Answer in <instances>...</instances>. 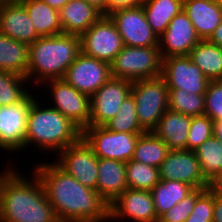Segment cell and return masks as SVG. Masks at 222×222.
Wrapping results in <instances>:
<instances>
[{
    "label": "cell",
    "mask_w": 222,
    "mask_h": 222,
    "mask_svg": "<svg viewBox=\"0 0 222 222\" xmlns=\"http://www.w3.org/2000/svg\"><path fill=\"white\" fill-rule=\"evenodd\" d=\"M131 81L111 77L90 96V121L88 127L104 126L115 117L124 99L131 94Z\"/></svg>",
    "instance_id": "obj_13"
},
{
    "label": "cell",
    "mask_w": 222,
    "mask_h": 222,
    "mask_svg": "<svg viewBox=\"0 0 222 222\" xmlns=\"http://www.w3.org/2000/svg\"><path fill=\"white\" fill-rule=\"evenodd\" d=\"M29 46L0 33V71L27 78Z\"/></svg>",
    "instance_id": "obj_25"
},
{
    "label": "cell",
    "mask_w": 222,
    "mask_h": 222,
    "mask_svg": "<svg viewBox=\"0 0 222 222\" xmlns=\"http://www.w3.org/2000/svg\"><path fill=\"white\" fill-rule=\"evenodd\" d=\"M103 14L85 0H69L60 10L63 33L81 36Z\"/></svg>",
    "instance_id": "obj_22"
},
{
    "label": "cell",
    "mask_w": 222,
    "mask_h": 222,
    "mask_svg": "<svg viewBox=\"0 0 222 222\" xmlns=\"http://www.w3.org/2000/svg\"><path fill=\"white\" fill-rule=\"evenodd\" d=\"M200 41L192 22L182 10L171 19L167 29L159 37L161 57L189 55Z\"/></svg>",
    "instance_id": "obj_18"
},
{
    "label": "cell",
    "mask_w": 222,
    "mask_h": 222,
    "mask_svg": "<svg viewBox=\"0 0 222 222\" xmlns=\"http://www.w3.org/2000/svg\"><path fill=\"white\" fill-rule=\"evenodd\" d=\"M131 94L135 98L136 113L140 126L152 131L168 109L169 89L160 75L132 83Z\"/></svg>",
    "instance_id": "obj_6"
},
{
    "label": "cell",
    "mask_w": 222,
    "mask_h": 222,
    "mask_svg": "<svg viewBox=\"0 0 222 222\" xmlns=\"http://www.w3.org/2000/svg\"><path fill=\"white\" fill-rule=\"evenodd\" d=\"M85 1L93 5L103 15H107V0H85Z\"/></svg>",
    "instance_id": "obj_43"
},
{
    "label": "cell",
    "mask_w": 222,
    "mask_h": 222,
    "mask_svg": "<svg viewBox=\"0 0 222 222\" xmlns=\"http://www.w3.org/2000/svg\"><path fill=\"white\" fill-rule=\"evenodd\" d=\"M203 74L210 80H222V47L201 40L188 55Z\"/></svg>",
    "instance_id": "obj_27"
},
{
    "label": "cell",
    "mask_w": 222,
    "mask_h": 222,
    "mask_svg": "<svg viewBox=\"0 0 222 222\" xmlns=\"http://www.w3.org/2000/svg\"><path fill=\"white\" fill-rule=\"evenodd\" d=\"M0 33L28 46L40 38L21 2L0 3Z\"/></svg>",
    "instance_id": "obj_19"
},
{
    "label": "cell",
    "mask_w": 222,
    "mask_h": 222,
    "mask_svg": "<svg viewBox=\"0 0 222 222\" xmlns=\"http://www.w3.org/2000/svg\"><path fill=\"white\" fill-rule=\"evenodd\" d=\"M28 83L31 88L33 85L26 77L8 71H0V104L6 106L22 101L30 93V89H26Z\"/></svg>",
    "instance_id": "obj_33"
},
{
    "label": "cell",
    "mask_w": 222,
    "mask_h": 222,
    "mask_svg": "<svg viewBox=\"0 0 222 222\" xmlns=\"http://www.w3.org/2000/svg\"><path fill=\"white\" fill-rule=\"evenodd\" d=\"M213 136L222 143V121H213Z\"/></svg>",
    "instance_id": "obj_44"
},
{
    "label": "cell",
    "mask_w": 222,
    "mask_h": 222,
    "mask_svg": "<svg viewBox=\"0 0 222 222\" xmlns=\"http://www.w3.org/2000/svg\"><path fill=\"white\" fill-rule=\"evenodd\" d=\"M115 23L122 37L124 46L154 47L159 46V38L150 27L142 5L118 8L107 14Z\"/></svg>",
    "instance_id": "obj_9"
},
{
    "label": "cell",
    "mask_w": 222,
    "mask_h": 222,
    "mask_svg": "<svg viewBox=\"0 0 222 222\" xmlns=\"http://www.w3.org/2000/svg\"><path fill=\"white\" fill-rule=\"evenodd\" d=\"M23 0H0V3H5V2H22Z\"/></svg>",
    "instance_id": "obj_46"
},
{
    "label": "cell",
    "mask_w": 222,
    "mask_h": 222,
    "mask_svg": "<svg viewBox=\"0 0 222 222\" xmlns=\"http://www.w3.org/2000/svg\"><path fill=\"white\" fill-rule=\"evenodd\" d=\"M140 134L142 133L115 132L104 126H93L82 131V138L93 149L97 158L127 163L132 160Z\"/></svg>",
    "instance_id": "obj_7"
},
{
    "label": "cell",
    "mask_w": 222,
    "mask_h": 222,
    "mask_svg": "<svg viewBox=\"0 0 222 222\" xmlns=\"http://www.w3.org/2000/svg\"><path fill=\"white\" fill-rule=\"evenodd\" d=\"M142 0H107V14L118 8L137 7Z\"/></svg>",
    "instance_id": "obj_39"
},
{
    "label": "cell",
    "mask_w": 222,
    "mask_h": 222,
    "mask_svg": "<svg viewBox=\"0 0 222 222\" xmlns=\"http://www.w3.org/2000/svg\"><path fill=\"white\" fill-rule=\"evenodd\" d=\"M21 3L24 5L40 37L63 33L58 10L50 7L42 0H23Z\"/></svg>",
    "instance_id": "obj_24"
},
{
    "label": "cell",
    "mask_w": 222,
    "mask_h": 222,
    "mask_svg": "<svg viewBox=\"0 0 222 222\" xmlns=\"http://www.w3.org/2000/svg\"><path fill=\"white\" fill-rule=\"evenodd\" d=\"M222 222V198L214 196L213 221Z\"/></svg>",
    "instance_id": "obj_41"
},
{
    "label": "cell",
    "mask_w": 222,
    "mask_h": 222,
    "mask_svg": "<svg viewBox=\"0 0 222 222\" xmlns=\"http://www.w3.org/2000/svg\"><path fill=\"white\" fill-rule=\"evenodd\" d=\"M37 99L28 114L24 150L33 144L41 152L59 153L82 138V130L76 124L55 108L42 107Z\"/></svg>",
    "instance_id": "obj_4"
},
{
    "label": "cell",
    "mask_w": 222,
    "mask_h": 222,
    "mask_svg": "<svg viewBox=\"0 0 222 222\" xmlns=\"http://www.w3.org/2000/svg\"><path fill=\"white\" fill-rule=\"evenodd\" d=\"M184 0H142L146 19L159 38L167 29L171 19L183 10Z\"/></svg>",
    "instance_id": "obj_26"
},
{
    "label": "cell",
    "mask_w": 222,
    "mask_h": 222,
    "mask_svg": "<svg viewBox=\"0 0 222 222\" xmlns=\"http://www.w3.org/2000/svg\"><path fill=\"white\" fill-rule=\"evenodd\" d=\"M110 78V63L81 52L67 68L63 79L79 92L91 96Z\"/></svg>",
    "instance_id": "obj_15"
},
{
    "label": "cell",
    "mask_w": 222,
    "mask_h": 222,
    "mask_svg": "<svg viewBox=\"0 0 222 222\" xmlns=\"http://www.w3.org/2000/svg\"><path fill=\"white\" fill-rule=\"evenodd\" d=\"M168 109L195 117L204 115L205 94L188 93L183 89H169Z\"/></svg>",
    "instance_id": "obj_32"
},
{
    "label": "cell",
    "mask_w": 222,
    "mask_h": 222,
    "mask_svg": "<svg viewBox=\"0 0 222 222\" xmlns=\"http://www.w3.org/2000/svg\"><path fill=\"white\" fill-rule=\"evenodd\" d=\"M46 2L50 7L60 10L69 0H42Z\"/></svg>",
    "instance_id": "obj_45"
},
{
    "label": "cell",
    "mask_w": 222,
    "mask_h": 222,
    "mask_svg": "<svg viewBox=\"0 0 222 222\" xmlns=\"http://www.w3.org/2000/svg\"><path fill=\"white\" fill-rule=\"evenodd\" d=\"M80 53L78 35L62 33L38 38L29 45L28 81L39 87L45 81L63 79Z\"/></svg>",
    "instance_id": "obj_3"
},
{
    "label": "cell",
    "mask_w": 222,
    "mask_h": 222,
    "mask_svg": "<svg viewBox=\"0 0 222 222\" xmlns=\"http://www.w3.org/2000/svg\"><path fill=\"white\" fill-rule=\"evenodd\" d=\"M57 155L56 163L83 186L96 191L98 181V158L93 149L81 138Z\"/></svg>",
    "instance_id": "obj_12"
},
{
    "label": "cell",
    "mask_w": 222,
    "mask_h": 222,
    "mask_svg": "<svg viewBox=\"0 0 222 222\" xmlns=\"http://www.w3.org/2000/svg\"><path fill=\"white\" fill-rule=\"evenodd\" d=\"M15 169L0 173V222H59L36 173L30 180Z\"/></svg>",
    "instance_id": "obj_2"
},
{
    "label": "cell",
    "mask_w": 222,
    "mask_h": 222,
    "mask_svg": "<svg viewBox=\"0 0 222 222\" xmlns=\"http://www.w3.org/2000/svg\"><path fill=\"white\" fill-rule=\"evenodd\" d=\"M158 222L152 194L148 190L126 189L109 205V220Z\"/></svg>",
    "instance_id": "obj_17"
},
{
    "label": "cell",
    "mask_w": 222,
    "mask_h": 222,
    "mask_svg": "<svg viewBox=\"0 0 222 222\" xmlns=\"http://www.w3.org/2000/svg\"><path fill=\"white\" fill-rule=\"evenodd\" d=\"M37 97L30 92L22 101L0 108V150L24 149L28 114Z\"/></svg>",
    "instance_id": "obj_11"
},
{
    "label": "cell",
    "mask_w": 222,
    "mask_h": 222,
    "mask_svg": "<svg viewBox=\"0 0 222 222\" xmlns=\"http://www.w3.org/2000/svg\"><path fill=\"white\" fill-rule=\"evenodd\" d=\"M128 189L126 183V163L98 158V181L96 192L110 205Z\"/></svg>",
    "instance_id": "obj_21"
},
{
    "label": "cell",
    "mask_w": 222,
    "mask_h": 222,
    "mask_svg": "<svg viewBox=\"0 0 222 222\" xmlns=\"http://www.w3.org/2000/svg\"><path fill=\"white\" fill-rule=\"evenodd\" d=\"M41 180L59 222H108L109 204L93 189L83 186L55 161L32 168Z\"/></svg>",
    "instance_id": "obj_1"
},
{
    "label": "cell",
    "mask_w": 222,
    "mask_h": 222,
    "mask_svg": "<svg viewBox=\"0 0 222 222\" xmlns=\"http://www.w3.org/2000/svg\"><path fill=\"white\" fill-rule=\"evenodd\" d=\"M46 84V86H45ZM50 87L52 108L61 112L82 131L88 127L90 121V96L79 92L64 79L45 81L41 86ZM52 98V99H51Z\"/></svg>",
    "instance_id": "obj_10"
},
{
    "label": "cell",
    "mask_w": 222,
    "mask_h": 222,
    "mask_svg": "<svg viewBox=\"0 0 222 222\" xmlns=\"http://www.w3.org/2000/svg\"><path fill=\"white\" fill-rule=\"evenodd\" d=\"M191 118L167 109L152 132L162 139L170 150L187 149Z\"/></svg>",
    "instance_id": "obj_23"
},
{
    "label": "cell",
    "mask_w": 222,
    "mask_h": 222,
    "mask_svg": "<svg viewBox=\"0 0 222 222\" xmlns=\"http://www.w3.org/2000/svg\"><path fill=\"white\" fill-rule=\"evenodd\" d=\"M183 11L201 40H208L222 21L219 0H184Z\"/></svg>",
    "instance_id": "obj_20"
},
{
    "label": "cell",
    "mask_w": 222,
    "mask_h": 222,
    "mask_svg": "<svg viewBox=\"0 0 222 222\" xmlns=\"http://www.w3.org/2000/svg\"><path fill=\"white\" fill-rule=\"evenodd\" d=\"M213 120L207 115L191 118L187 139V150L194 151L205 140L213 136Z\"/></svg>",
    "instance_id": "obj_35"
},
{
    "label": "cell",
    "mask_w": 222,
    "mask_h": 222,
    "mask_svg": "<svg viewBox=\"0 0 222 222\" xmlns=\"http://www.w3.org/2000/svg\"><path fill=\"white\" fill-rule=\"evenodd\" d=\"M81 52L110 63L123 49L124 43L115 23L102 15L81 36Z\"/></svg>",
    "instance_id": "obj_8"
},
{
    "label": "cell",
    "mask_w": 222,
    "mask_h": 222,
    "mask_svg": "<svg viewBox=\"0 0 222 222\" xmlns=\"http://www.w3.org/2000/svg\"><path fill=\"white\" fill-rule=\"evenodd\" d=\"M159 181V168L134 160L126 163V183L129 189L151 191Z\"/></svg>",
    "instance_id": "obj_34"
},
{
    "label": "cell",
    "mask_w": 222,
    "mask_h": 222,
    "mask_svg": "<svg viewBox=\"0 0 222 222\" xmlns=\"http://www.w3.org/2000/svg\"><path fill=\"white\" fill-rule=\"evenodd\" d=\"M206 189L207 188L194 189L182 201H179L169 211L163 213L159 217L158 222H185L194 208L196 199Z\"/></svg>",
    "instance_id": "obj_36"
},
{
    "label": "cell",
    "mask_w": 222,
    "mask_h": 222,
    "mask_svg": "<svg viewBox=\"0 0 222 222\" xmlns=\"http://www.w3.org/2000/svg\"><path fill=\"white\" fill-rule=\"evenodd\" d=\"M160 180H175L187 183L194 189L208 188L194 151L170 150L159 167Z\"/></svg>",
    "instance_id": "obj_16"
},
{
    "label": "cell",
    "mask_w": 222,
    "mask_h": 222,
    "mask_svg": "<svg viewBox=\"0 0 222 222\" xmlns=\"http://www.w3.org/2000/svg\"><path fill=\"white\" fill-rule=\"evenodd\" d=\"M111 77L131 82L158 77L162 74V57L159 46H124L110 62Z\"/></svg>",
    "instance_id": "obj_5"
},
{
    "label": "cell",
    "mask_w": 222,
    "mask_h": 222,
    "mask_svg": "<svg viewBox=\"0 0 222 222\" xmlns=\"http://www.w3.org/2000/svg\"><path fill=\"white\" fill-rule=\"evenodd\" d=\"M193 190L192 186L181 181L160 180L150 191L157 217L169 211Z\"/></svg>",
    "instance_id": "obj_28"
},
{
    "label": "cell",
    "mask_w": 222,
    "mask_h": 222,
    "mask_svg": "<svg viewBox=\"0 0 222 222\" xmlns=\"http://www.w3.org/2000/svg\"><path fill=\"white\" fill-rule=\"evenodd\" d=\"M214 196L222 198V173L216 175L208 183L207 188Z\"/></svg>",
    "instance_id": "obj_40"
},
{
    "label": "cell",
    "mask_w": 222,
    "mask_h": 222,
    "mask_svg": "<svg viewBox=\"0 0 222 222\" xmlns=\"http://www.w3.org/2000/svg\"><path fill=\"white\" fill-rule=\"evenodd\" d=\"M214 195L206 189L197 199L194 208L185 222H212Z\"/></svg>",
    "instance_id": "obj_38"
},
{
    "label": "cell",
    "mask_w": 222,
    "mask_h": 222,
    "mask_svg": "<svg viewBox=\"0 0 222 222\" xmlns=\"http://www.w3.org/2000/svg\"><path fill=\"white\" fill-rule=\"evenodd\" d=\"M104 127L115 132L144 133L146 132L139 124L135 98L129 94L122 102L115 117L108 120Z\"/></svg>",
    "instance_id": "obj_31"
},
{
    "label": "cell",
    "mask_w": 222,
    "mask_h": 222,
    "mask_svg": "<svg viewBox=\"0 0 222 222\" xmlns=\"http://www.w3.org/2000/svg\"><path fill=\"white\" fill-rule=\"evenodd\" d=\"M161 76L168 89H183L194 94H205L210 81L188 55L163 58Z\"/></svg>",
    "instance_id": "obj_14"
},
{
    "label": "cell",
    "mask_w": 222,
    "mask_h": 222,
    "mask_svg": "<svg viewBox=\"0 0 222 222\" xmlns=\"http://www.w3.org/2000/svg\"><path fill=\"white\" fill-rule=\"evenodd\" d=\"M205 115L222 121V80L209 81L205 92Z\"/></svg>",
    "instance_id": "obj_37"
},
{
    "label": "cell",
    "mask_w": 222,
    "mask_h": 222,
    "mask_svg": "<svg viewBox=\"0 0 222 222\" xmlns=\"http://www.w3.org/2000/svg\"><path fill=\"white\" fill-rule=\"evenodd\" d=\"M208 41L222 47V21L220 25L214 30Z\"/></svg>",
    "instance_id": "obj_42"
},
{
    "label": "cell",
    "mask_w": 222,
    "mask_h": 222,
    "mask_svg": "<svg viewBox=\"0 0 222 222\" xmlns=\"http://www.w3.org/2000/svg\"><path fill=\"white\" fill-rule=\"evenodd\" d=\"M169 151V147L162 139L148 131L140 134L132 160L159 168Z\"/></svg>",
    "instance_id": "obj_29"
},
{
    "label": "cell",
    "mask_w": 222,
    "mask_h": 222,
    "mask_svg": "<svg viewBox=\"0 0 222 222\" xmlns=\"http://www.w3.org/2000/svg\"><path fill=\"white\" fill-rule=\"evenodd\" d=\"M203 177L209 182L222 173V143L212 136L194 150Z\"/></svg>",
    "instance_id": "obj_30"
}]
</instances>
